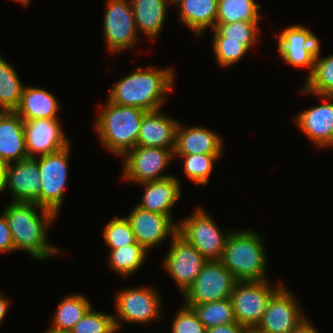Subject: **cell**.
<instances>
[{
	"label": "cell",
	"mask_w": 333,
	"mask_h": 333,
	"mask_svg": "<svg viewBox=\"0 0 333 333\" xmlns=\"http://www.w3.org/2000/svg\"><path fill=\"white\" fill-rule=\"evenodd\" d=\"M3 214L11 231L15 251L24 250L38 261L49 260L62 251L47 240V229L57 217L51 210L36 203L10 201Z\"/></svg>",
	"instance_id": "1"
},
{
	"label": "cell",
	"mask_w": 333,
	"mask_h": 333,
	"mask_svg": "<svg viewBox=\"0 0 333 333\" xmlns=\"http://www.w3.org/2000/svg\"><path fill=\"white\" fill-rule=\"evenodd\" d=\"M173 68L136 67L109 89L108 100L121 106L138 107L145 111L163 108L175 80Z\"/></svg>",
	"instance_id": "2"
},
{
	"label": "cell",
	"mask_w": 333,
	"mask_h": 333,
	"mask_svg": "<svg viewBox=\"0 0 333 333\" xmlns=\"http://www.w3.org/2000/svg\"><path fill=\"white\" fill-rule=\"evenodd\" d=\"M145 112L138 107L113 104L107 99L100 105L99 113L94 120L102 147L115 156L122 157L137 146Z\"/></svg>",
	"instance_id": "3"
},
{
	"label": "cell",
	"mask_w": 333,
	"mask_h": 333,
	"mask_svg": "<svg viewBox=\"0 0 333 333\" xmlns=\"http://www.w3.org/2000/svg\"><path fill=\"white\" fill-rule=\"evenodd\" d=\"M264 240L253 230H232L221 262L235 276L237 281H264L267 256Z\"/></svg>",
	"instance_id": "4"
},
{
	"label": "cell",
	"mask_w": 333,
	"mask_h": 333,
	"mask_svg": "<svg viewBox=\"0 0 333 333\" xmlns=\"http://www.w3.org/2000/svg\"><path fill=\"white\" fill-rule=\"evenodd\" d=\"M200 206L185 219L178 221V234L193 245L207 260H221L232 230L223 231Z\"/></svg>",
	"instance_id": "5"
},
{
	"label": "cell",
	"mask_w": 333,
	"mask_h": 333,
	"mask_svg": "<svg viewBox=\"0 0 333 333\" xmlns=\"http://www.w3.org/2000/svg\"><path fill=\"white\" fill-rule=\"evenodd\" d=\"M264 281H238L230 299L235 320L245 328L256 327L262 320L271 297L284 285L280 280L276 284Z\"/></svg>",
	"instance_id": "6"
},
{
	"label": "cell",
	"mask_w": 333,
	"mask_h": 333,
	"mask_svg": "<svg viewBox=\"0 0 333 333\" xmlns=\"http://www.w3.org/2000/svg\"><path fill=\"white\" fill-rule=\"evenodd\" d=\"M71 143L63 149L34 158L40 174V206L57 216L62 207L69 174Z\"/></svg>",
	"instance_id": "7"
},
{
	"label": "cell",
	"mask_w": 333,
	"mask_h": 333,
	"mask_svg": "<svg viewBox=\"0 0 333 333\" xmlns=\"http://www.w3.org/2000/svg\"><path fill=\"white\" fill-rule=\"evenodd\" d=\"M159 294L155 288L148 286L117 291L114 294L117 316L116 314L113 316L117 331L120 330L122 321L147 325V323L161 318L162 300Z\"/></svg>",
	"instance_id": "8"
},
{
	"label": "cell",
	"mask_w": 333,
	"mask_h": 333,
	"mask_svg": "<svg viewBox=\"0 0 333 333\" xmlns=\"http://www.w3.org/2000/svg\"><path fill=\"white\" fill-rule=\"evenodd\" d=\"M174 158V149L135 146L121 157L122 178L138 185L174 176L162 175Z\"/></svg>",
	"instance_id": "9"
},
{
	"label": "cell",
	"mask_w": 333,
	"mask_h": 333,
	"mask_svg": "<svg viewBox=\"0 0 333 333\" xmlns=\"http://www.w3.org/2000/svg\"><path fill=\"white\" fill-rule=\"evenodd\" d=\"M237 282L220 260H208L184 292L183 304H203L230 298Z\"/></svg>",
	"instance_id": "10"
},
{
	"label": "cell",
	"mask_w": 333,
	"mask_h": 333,
	"mask_svg": "<svg viewBox=\"0 0 333 333\" xmlns=\"http://www.w3.org/2000/svg\"><path fill=\"white\" fill-rule=\"evenodd\" d=\"M103 21L105 43L109 52L132 49L139 40L130 0H107Z\"/></svg>",
	"instance_id": "11"
},
{
	"label": "cell",
	"mask_w": 333,
	"mask_h": 333,
	"mask_svg": "<svg viewBox=\"0 0 333 333\" xmlns=\"http://www.w3.org/2000/svg\"><path fill=\"white\" fill-rule=\"evenodd\" d=\"M303 25H290L278 35L277 50L282 60L295 68H306L312 73L320 46L319 38Z\"/></svg>",
	"instance_id": "12"
},
{
	"label": "cell",
	"mask_w": 333,
	"mask_h": 333,
	"mask_svg": "<svg viewBox=\"0 0 333 333\" xmlns=\"http://www.w3.org/2000/svg\"><path fill=\"white\" fill-rule=\"evenodd\" d=\"M171 243L162 265L183 295L208 260L179 234L171 239Z\"/></svg>",
	"instance_id": "13"
},
{
	"label": "cell",
	"mask_w": 333,
	"mask_h": 333,
	"mask_svg": "<svg viewBox=\"0 0 333 333\" xmlns=\"http://www.w3.org/2000/svg\"><path fill=\"white\" fill-rule=\"evenodd\" d=\"M283 285L269 300L262 320L256 328L262 333H290L306 317L299 301Z\"/></svg>",
	"instance_id": "14"
},
{
	"label": "cell",
	"mask_w": 333,
	"mask_h": 333,
	"mask_svg": "<svg viewBox=\"0 0 333 333\" xmlns=\"http://www.w3.org/2000/svg\"><path fill=\"white\" fill-rule=\"evenodd\" d=\"M126 219L131 225L136 242L148 252L166 240L167 236L172 239L178 234V222L172 217L144 210L137 205Z\"/></svg>",
	"instance_id": "15"
},
{
	"label": "cell",
	"mask_w": 333,
	"mask_h": 333,
	"mask_svg": "<svg viewBox=\"0 0 333 333\" xmlns=\"http://www.w3.org/2000/svg\"><path fill=\"white\" fill-rule=\"evenodd\" d=\"M23 127L28 158L57 152L71 143L59 118L24 120Z\"/></svg>",
	"instance_id": "16"
},
{
	"label": "cell",
	"mask_w": 333,
	"mask_h": 333,
	"mask_svg": "<svg viewBox=\"0 0 333 333\" xmlns=\"http://www.w3.org/2000/svg\"><path fill=\"white\" fill-rule=\"evenodd\" d=\"M5 190H9L14 202H30L40 206V174L38 162L27 158L4 165Z\"/></svg>",
	"instance_id": "17"
},
{
	"label": "cell",
	"mask_w": 333,
	"mask_h": 333,
	"mask_svg": "<svg viewBox=\"0 0 333 333\" xmlns=\"http://www.w3.org/2000/svg\"><path fill=\"white\" fill-rule=\"evenodd\" d=\"M325 103L301 111L294 123L315 147L332 148L333 145V96H317ZM331 101V102H330Z\"/></svg>",
	"instance_id": "18"
},
{
	"label": "cell",
	"mask_w": 333,
	"mask_h": 333,
	"mask_svg": "<svg viewBox=\"0 0 333 333\" xmlns=\"http://www.w3.org/2000/svg\"><path fill=\"white\" fill-rule=\"evenodd\" d=\"M179 123L162 109L146 111L142 117L137 146L174 149Z\"/></svg>",
	"instance_id": "19"
},
{
	"label": "cell",
	"mask_w": 333,
	"mask_h": 333,
	"mask_svg": "<svg viewBox=\"0 0 333 333\" xmlns=\"http://www.w3.org/2000/svg\"><path fill=\"white\" fill-rule=\"evenodd\" d=\"M179 123L174 155L223 154V139L214 130L203 126H185Z\"/></svg>",
	"instance_id": "20"
},
{
	"label": "cell",
	"mask_w": 333,
	"mask_h": 333,
	"mask_svg": "<svg viewBox=\"0 0 333 333\" xmlns=\"http://www.w3.org/2000/svg\"><path fill=\"white\" fill-rule=\"evenodd\" d=\"M27 158L23 119L15 111H0V164Z\"/></svg>",
	"instance_id": "21"
},
{
	"label": "cell",
	"mask_w": 333,
	"mask_h": 333,
	"mask_svg": "<svg viewBox=\"0 0 333 333\" xmlns=\"http://www.w3.org/2000/svg\"><path fill=\"white\" fill-rule=\"evenodd\" d=\"M177 179L175 176H170L165 179L139 184L145 190L137 206L153 213L173 217L171 210L182 195L180 181Z\"/></svg>",
	"instance_id": "22"
},
{
	"label": "cell",
	"mask_w": 333,
	"mask_h": 333,
	"mask_svg": "<svg viewBox=\"0 0 333 333\" xmlns=\"http://www.w3.org/2000/svg\"><path fill=\"white\" fill-rule=\"evenodd\" d=\"M179 8L178 20L199 38L208 28H214L218 0H173Z\"/></svg>",
	"instance_id": "23"
},
{
	"label": "cell",
	"mask_w": 333,
	"mask_h": 333,
	"mask_svg": "<svg viewBox=\"0 0 333 333\" xmlns=\"http://www.w3.org/2000/svg\"><path fill=\"white\" fill-rule=\"evenodd\" d=\"M60 103L47 89L25 85L15 112L24 120L59 118Z\"/></svg>",
	"instance_id": "24"
},
{
	"label": "cell",
	"mask_w": 333,
	"mask_h": 333,
	"mask_svg": "<svg viewBox=\"0 0 333 333\" xmlns=\"http://www.w3.org/2000/svg\"><path fill=\"white\" fill-rule=\"evenodd\" d=\"M136 29L149 40L154 41L160 34L166 20L168 4L173 0H130Z\"/></svg>",
	"instance_id": "25"
},
{
	"label": "cell",
	"mask_w": 333,
	"mask_h": 333,
	"mask_svg": "<svg viewBox=\"0 0 333 333\" xmlns=\"http://www.w3.org/2000/svg\"><path fill=\"white\" fill-rule=\"evenodd\" d=\"M319 46L312 73L307 76L301 94L313 96H333V54L320 57Z\"/></svg>",
	"instance_id": "26"
},
{
	"label": "cell",
	"mask_w": 333,
	"mask_h": 333,
	"mask_svg": "<svg viewBox=\"0 0 333 333\" xmlns=\"http://www.w3.org/2000/svg\"><path fill=\"white\" fill-rule=\"evenodd\" d=\"M92 307L86 296L78 293L68 295L58 303L51 327L69 332Z\"/></svg>",
	"instance_id": "27"
},
{
	"label": "cell",
	"mask_w": 333,
	"mask_h": 333,
	"mask_svg": "<svg viewBox=\"0 0 333 333\" xmlns=\"http://www.w3.org/2000/svg\"><path fill=\"white\" fill-rule=\"evenodd\" d=\"M148 254L140 244L127 245L118 249L109 250L108 266L121 277H128L142 268Z\"/></svg>",
	"instance_id": "28"
},
{
	"label": "cell",
	"mask_w": 333,
	"mask_h": 333,
	"mask_svg": "<svg viewBox=\"0 0 333 333\" xmlns=\"http://www.w3.org/2000/svg\"><path fill=\"white\" fill-rule=\"evenodd\" d=\"M24 87L14 67L0 55V111H15Z\"/></svg>",
	"instance_id": "29"
},
{
	"label": "cell",
	"mask_w": 333,
	"mask_h": 333,
	"mask_svg": "<svg viewBox=\"0 0 333 333\" xmlns=\"http://www.w3.org/2000/svg\"><path fill=\"white\" fill-rule=\"evenodd\" d=\"M261 4L256 0H218L216 23L259 21Z\"/></svg>",
	"instance_id": "30"
},
{
	"label": "cell",
	"mask_w": 333,
	"mask_h": 333,
	"mask_svg": "<svg viewBox=\"0 0 333 333\" xmlns=\"http://www.w3.org/2000/svg\"><path fill=\"white\" fill-rule=\"evenodd\" d=\"M193 309L207 329L217 325L236 323L230 298L203 304H184Z\"/></svg>",
	"instance_id": "31"
},
{
	"label": "cell",
	"mask_w": 333,
	"mask_h": 333,
	"mask_svg": "<svg viewBox=\"0 0 333 333\" xmlns=\"http://www.w3.org/2000/svg\"><path fill=\"white\" fill-rule=\"evenodd\" d=\"M260 21H236L234 23H216L213 37H227V40L240 41L250 52L258 41Z\"/></svg>",
	"instance_id": "32"
},
{
	"label": "cell",
	"mask_w": 333,
	"mask_h": 333,
	"mask_svg": "<svg viewBox=\"0 0 333 333\" xmlns=\"http://www.w3.org/2000/svg\"><path fill=\"white\" fill-rule=\"evenodd\" d=\"M183 159V172L196 185H207L213 172L214 164L222 154L175 155Z\"/></svg>",
	"instance_id": "33"
},
{
	"label": "cell",
	"mask_w": 333,
	"mask_h": 333,
	"mask_svg": "<svg viewBox=\"0 0 333 333\" xmlns=\"http://www.w3.org/2000/svg\"><path fill=\"white\" fill-rule=\"evenodd\" d=\"M114 315L95 311L93 307L73 326L69 333H117Z\"/></svg>",
	"instance_id": "34"
},
{
	"label": "cell",
	"mask_w": 333,
	"mask_h": 333,
	"mask_svg": "<svg viewBox=\"0 0 333 333\" xmlns=\"http://www.w3.org/2000/svg\"><path fill=\"white\" fill-rule=\"evenodd\" d=\"M109 250L118 249L136 242L131 225L126 217H115L106 224L102 232Z\"/></svg>",
	"instance_id": "35"
},
{
	"label": "cell",
	"mask_w": 333,
	"mask_h": 333,
	"mask_svg": "<svg viewBox=\"0 0 333 333\" xmlns=\"http://www.w3.org/2000/svg\"><path fill=\"white\" fill-rule=\"evenodd\" d=\"M215 60L223 68L234 66L248 54L240 41L227 40V37H212Z\"/></svg>",
	"instance_id": "36"
},
{
	"label": "cell",
	"mask_w": 333,
	"mask_h": 333,
	"mask_svg": "<svg viewBox=\"0 0 333 333\" xmlns=\"http://www.w3.org/2000/svg\"><path fill=\"white\" fill-rule=\"evenodd\" d=\"M171 333H206V328L192 308L183 304L174 316Z\"/></svg>",
	"instance_id": "37"
},
{
	"label": "cell",
	"mask_w": 333,
	"mask_h": 333,
	"mask_svg": "<svg viewBox=\"0 0 333 333\" xmlns=\"http://www.w3.org/2000/svg\"><path fill=\"white\" fill-rule=\"evenodd\" d=\"M14 252L13 238L6 218L2 212L0 215V253Z\"/></svg>",
	"instance_id": "38"
},
{
	"label": "cell",
	"mask_w": 333,
	"mask_h": 333,
	"mask_svg": "<svg viewBox=\"0 0 333 333\" xmlns=\"http://www.w3.org/2000/svg\"><path fill=\"white\" fill-rule=\"evenodd\" d=\"M244 328V326L236 322L232 324L209 327L207 328L206 333H242Z\"/></svg>",
	"instance_id": "39"
},
{
	"label": "cell",
	"mask_w": 333,
	"mask_h": 333,
	"mask_svg": "<svg viewBox=\"0 0 333 333\" xmlns=\"http://www.w3.org/2000/svg\"><path fill=\"white\" fill-rule=\"evenodd\" d=\"M290 333H319L318 330L306 318Z\"/></svg>",
	"instance_id": "40"
},
{
	"label": "cell",
	"mask_w": 333,
	"mask_h": 333,
	"mask_svg": "<svg viewBox=\"0 0 333 333\" xmlns=\"http://www.w3.org/2000/svg\"><path fill=\"white\" fill-rule=\"evenodd\" d=\"M11 302L8 298L2 296V293H0V324L3 323V320L7 314V311L9 310V304Z\"/></svg>",
	"instance_id": "41"
},
{
	"label": "cell",
	"mask_w": 333,
	"mask_h": 333,
	"mask_svg": "<svg viewBox=\"0 0 333 333\" xmlns=\"http://www.w3.org/2000/svg\"><path fill=\"white\" fill-rule=\"evenodd\" d=\"M4 192H7L5 190V168L3 164H0V194Z\"/></svg>",
	"instance_id": "42"
},
{
	"label": "cell",
	"mask_w": 333,
	"mask_h": 333,
	"mask_svg": "<svg viewBox=\"0 0 333 333\" xmlns=\"http://www.w3.org/2000/svg\"><path fill=\"white\" fill-rule=\"evenodd\" d=\"M242 333H262V332L259 331L256 327H252V328H244Z\"/></svg>",
	"instance_id": "43"
},
{
	"label": "cell",
	"mask_w": 333,
	"mask_h": 333,
	"mask_svg": "<svg viewBox=\"0 0 333 333\" xmlns=\"http://www.w3.org/2000/svg\"><path fill=\"white\" fill-rule=\"evenodd\" d=\"M44 333H69L68 331L57 330L52 327L48 328Z\"/></svg>",
	"instance_id": "44"
},
{
	"label": "cell",
	"mask_w": 333,
	"mask_h": 333,
	"mask_svg": "<svg viewBox=\"0 0 333 333\" xmlns=\"http://www.w3.org/2000/svg\"><path fill=\"white\" fill-rule=\"evenodd\" d=\"M13 1L21 4L24 7H27V5H29V2H30V0H13Z\"/></svg>",
	"instance_id": "45"
}]
</instances>
